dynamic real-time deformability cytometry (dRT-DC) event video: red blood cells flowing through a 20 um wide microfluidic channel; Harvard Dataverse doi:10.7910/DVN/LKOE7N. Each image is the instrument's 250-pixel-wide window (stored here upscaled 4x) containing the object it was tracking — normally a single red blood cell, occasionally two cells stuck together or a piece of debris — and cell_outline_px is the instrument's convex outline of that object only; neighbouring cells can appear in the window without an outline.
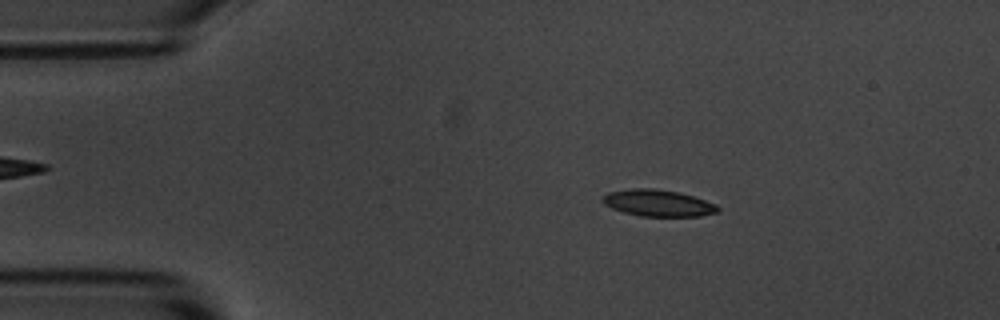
{"species": "common noctule bat (a hibernating species)", "species_latin": "Nyctalus noctula", "temperature_condition": "room temperature", "stored_images_in_passage": 4, "camera_frame_rate_fps": 3000, "um_per_image_px": 0.085, "animal": {"sex": "male", "body_mass_g": 20.1, "forearm_length_mm": 53.5}, "frame": {"image": 1, "passage_image": 2, "time_ms": 1.333, "image_size_px": [1000, 320], "cell_outline_px": [[720, 208], [716, 212], [700, 216], [640, 216], [624, 212], [612, 208], [604, 204], [600, 200], [608, 192], [632, 188], [656, 188], [676, 192], [692, 196], [716, 204]], "centroid_in_image_um": [55.9, 17.25], "position_along_channel_um": 29.1, "area_um2": 17.74}}